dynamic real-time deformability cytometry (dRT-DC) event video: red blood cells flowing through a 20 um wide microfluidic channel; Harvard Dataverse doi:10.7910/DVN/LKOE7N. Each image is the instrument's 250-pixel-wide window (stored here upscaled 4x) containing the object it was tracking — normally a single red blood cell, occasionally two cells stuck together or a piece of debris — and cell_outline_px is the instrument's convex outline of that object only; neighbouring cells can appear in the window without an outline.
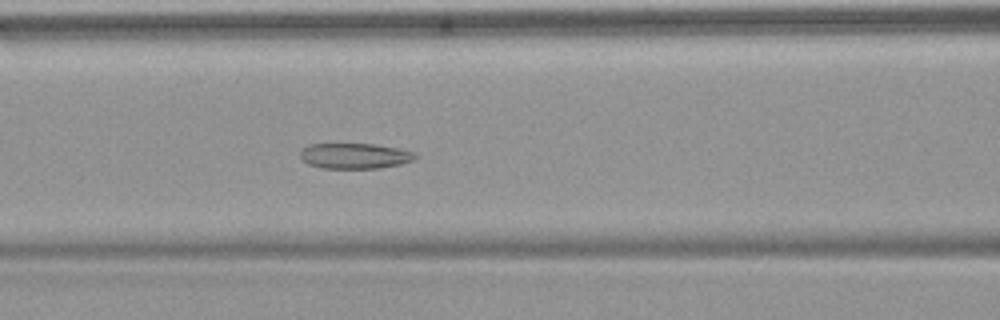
{"species": "common noctule bat (a hibernating species)", "species_latin": "Nyctalus noctula", "temperature_condition": "warm", "stored_images_in_passage": 54, "camera_frame_rate_fps": 3000, "um_per_image_px": 0.085, "animal": {"sex": "female", "body_mass_g": 18.4}, "frame": {"image": 1, "passage_image": 23, "time_ms": 7.333, "image_size_px": [1000, 320], "cell_outline_px": [[416, 156], [412, 160], [400, 164], [380, 168], [320, 168], [308, 164], [300, 156], [300, 148], [308, 144], [372, 144], [396, 148], [416, 152]], "centroid_in_image_um": [30.11, 13.25], "position_along_channel_um": 136.5, "area_um2": 17.05}}
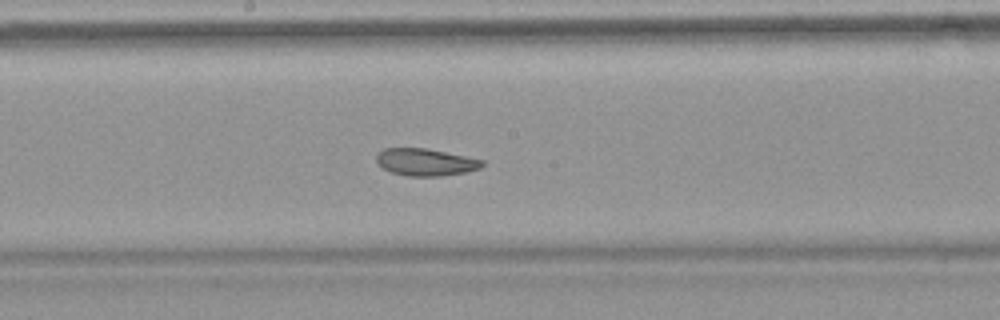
{"frame": {"image": 2, "passage_image": 29, "time_ms": 9.333, "image_size_px": [1000, 320], "cell_outline_px": [[484, 164], [480, 168], [464, 172], [440, 176], [408, 176], [392, 172], [384, 168], [376, 160], [376, 156], [384, 148], [424, 148], [484, 160]], "centroid_in_image_um": [36.17, 13.78], "position_along_channel_um": 212.0, "area_um2": 16.42}}
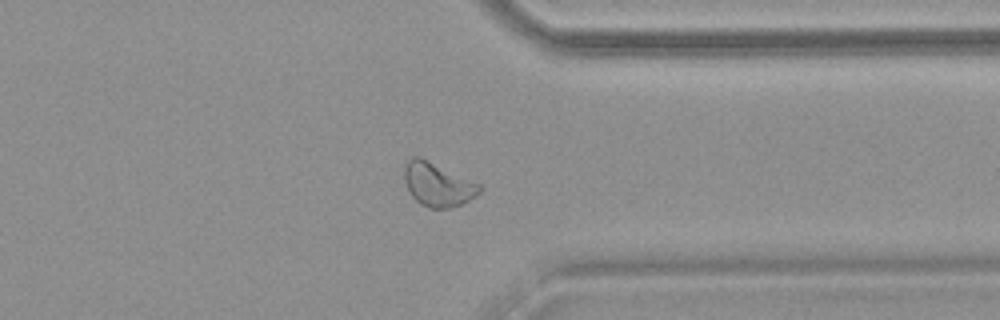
{"frame": {"image": 3, "passage_image": 42, "time_ms": 13.667, "image_size_px": [1000, 320], "cell_outline_px": [[484, 188], [480, 192], [468, 200], [452, 208], [428, 208], [420, 204], [412, 196], [404, 180], [404, 164], [412, 156], [420, 156], [480, 184]], "centroid_in_image_um": [37.19, 15.67], "position_along_channel_um": 374.2, "area_um2": 19.13}, "authors_computed_cell_mechanics": {"area_um2": 20.3745, "velocity_mm_per_s": 3.7954, "shape_relaxation_time_tau1_ms": null, "shape_relaxation_time_tau2_ms": 1.6848, "deformation_change_tau1": null, "deformation_change_tau2": 0.0683}}